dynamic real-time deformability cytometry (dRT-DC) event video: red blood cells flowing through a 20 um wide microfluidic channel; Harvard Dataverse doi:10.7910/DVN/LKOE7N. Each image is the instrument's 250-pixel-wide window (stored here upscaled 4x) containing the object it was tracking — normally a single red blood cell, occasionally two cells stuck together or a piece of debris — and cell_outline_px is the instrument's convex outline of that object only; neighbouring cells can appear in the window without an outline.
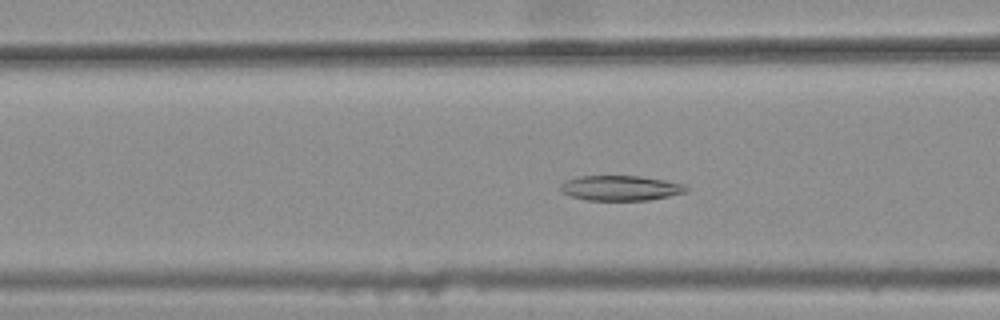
{"species": "common noctule bat (a hibernating species)", "species_latin": "Nyctalus noctula", "temperature_condition": "warm", "stored_images_in_passage": 34, "camera_frame_rate_fps": 3000, "um_per_image_px": 0.085, "animal": {"sex": "female", "body_mass_g": 25.1}, "frame": {"image": 1, "passage_image": 9, "time_ms": 2.667, "image_size_px": [1000, 320], "cell_outline_px": [[688, 192], [648, 200], [584, 200], [560, 192], [560, 184], [564, 180], [576, 176], [640, 176], [664, 180], [684, 184], [688, 188]], "centroid_in_image_um": [52.71, 15.98], "position_along_channel_um": 113.9, "area_um2": 18.5}}
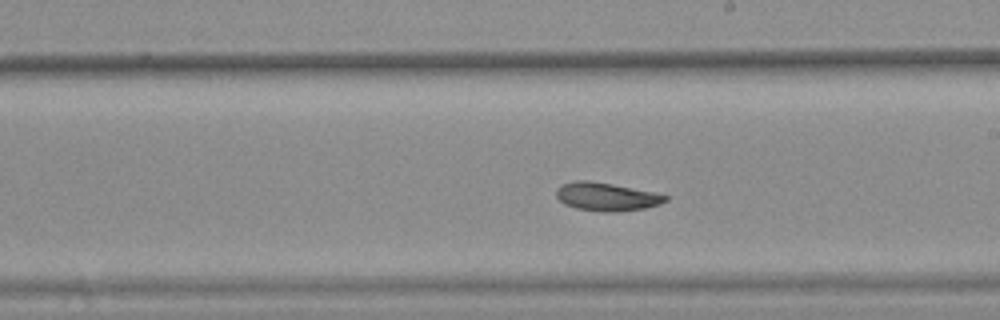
{"frame": {"image": 2, "passage_image": 19, "time_ms": 6.0, "image_size_px": [1000, 320], "cell_outline_px": [[668, 200], [660, 204], [644, 208], [616, 212], [600, 212], [576, 208], [564, 204], [556, 196], [556, 188], [560, 184], [576, 180], [588, 180], [612, 184], [656, 192], [668, 196]], "centroid_in_image_um": [51.54, 16.71], "position_along_channel_um": 237.5, "area_um2": 18.15}}
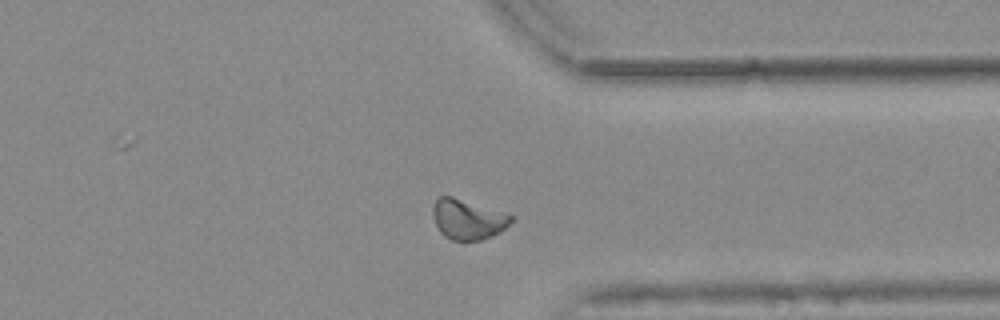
{"frame": {"image": 3, "passage_image": 30, "time_ms": 9.667, "image_size_px": [1000, 320], "cell_outline_px": [[512, 220], [500, 232], [492, 236], [480, 240], [452, 240], [444, 236], [440, 232], [432, 216], [432, 208], [436, 196], [452, 196], [512, 216]], "centroid_in_image_um": [39.69, 18.64], "position_along_channel_um": 371.7, "area_um2": 17.98}, "authors_computed_cell_mechanics": {"area_um2": 18.1492, "velocity_mm_per_s": 3.7183, "shape_relaxation_time_tau1_ms": null, "shape_relaxation_time_tau2_ms": 7.2663, "deformation_change_tau1": null, "deformation_change_tau2": 0.1026}}